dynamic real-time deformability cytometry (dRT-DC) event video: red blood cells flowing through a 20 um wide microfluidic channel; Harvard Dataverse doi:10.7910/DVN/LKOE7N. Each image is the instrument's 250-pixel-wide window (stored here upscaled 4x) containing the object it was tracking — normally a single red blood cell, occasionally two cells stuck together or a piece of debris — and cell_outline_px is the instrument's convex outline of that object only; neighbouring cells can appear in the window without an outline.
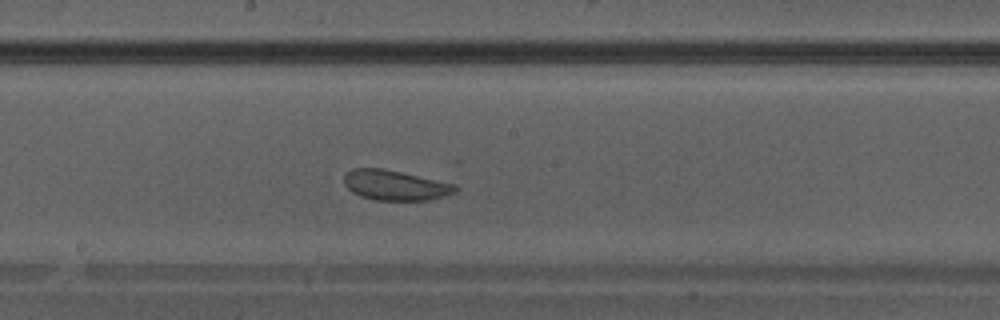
{"species": "Egyptian fruit bat (a non-hibernating species)", "species_latin": "Rousettus aegyptiacus", "temperature_condition": "warm", "stored_images_in_passage": 35, "camera_frame_rate_fps": 3000, "um_per_image_px": 0.085, "animal": {"sex": "male"}, "frame": {"image": 1, "passage_image": 16, "time_ms": 5.0, "image_size_px": [1000, 320], "cell_outline_px": [[460, 188], [456, 192], [444, 196], [428, 200], [376, 200], [360, 196], [352, 192], [344, 184], [344, 176], [352, 168], [384, 168], [456, 184]], "centroid_in_image_um": [33.61, 15.74], "position_along_channel_um": 214.6, "area_um2": 19.59}}